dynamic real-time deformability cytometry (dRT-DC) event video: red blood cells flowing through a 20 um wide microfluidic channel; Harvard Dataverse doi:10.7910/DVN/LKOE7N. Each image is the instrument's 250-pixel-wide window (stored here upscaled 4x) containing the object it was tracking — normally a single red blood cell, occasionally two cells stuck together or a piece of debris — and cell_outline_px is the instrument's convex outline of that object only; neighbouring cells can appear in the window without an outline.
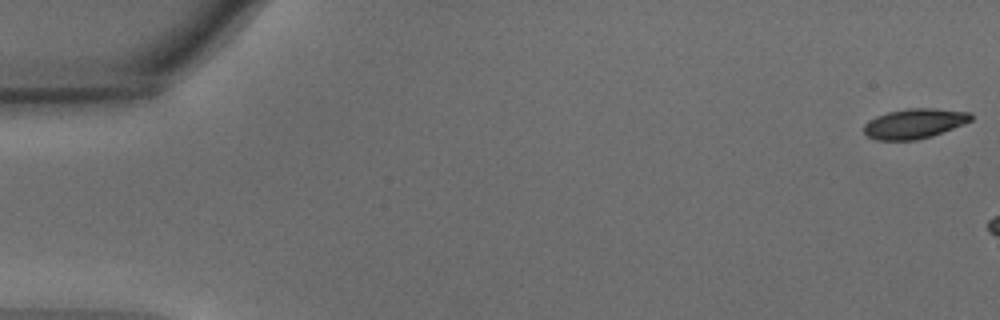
{"species": "common noctule bat (a hibernating species)", "species_latin": "Nyctalus noctula", "temperature_condition": "warm", "stored_images_in_passage": 6, "camera_frame_rate_fps": 3000, "um_per_image_px": 0.085, "animal": {"sex": "male", "body_mass_g": 15.6}, "frame": {"image": 1, "passage_image": 1, "time_ms": 0.0, "image_size_px": [1000, 320], "cell_outline_px": [[972, 120], [964, 124], [932, 136], [916, 140], [876, 140], [868, 136], [864, 132], [864, 124], [868, 120], [876, 116], [888, 112], [908, 108], [932, 108], [968, 112], [972, 116]], "centroid_in_image_um": [77.7, 10.5], "position_along_channel_um": 7.3, "area_um2": 18.61}}